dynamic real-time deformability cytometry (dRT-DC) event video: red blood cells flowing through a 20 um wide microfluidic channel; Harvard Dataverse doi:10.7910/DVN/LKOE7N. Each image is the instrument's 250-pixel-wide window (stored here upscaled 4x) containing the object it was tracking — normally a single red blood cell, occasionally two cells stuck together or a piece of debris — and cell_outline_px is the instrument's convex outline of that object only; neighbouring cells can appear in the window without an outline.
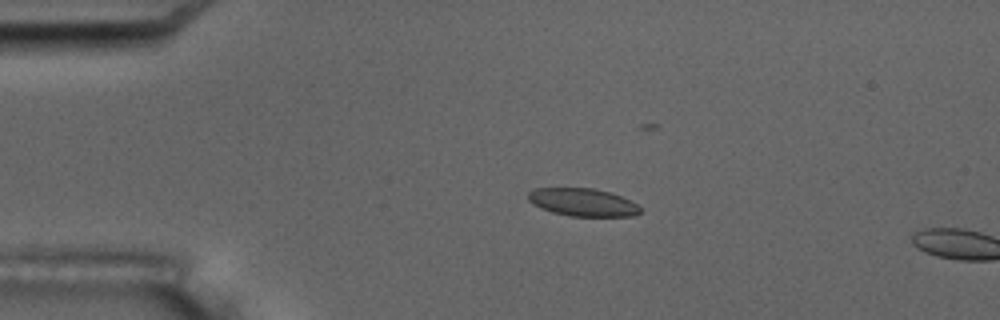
{"species": "common noctule bat (a hibernating species)", "species_latin": "Nyctalus noctula", "temperature_condition": "room temperature", "stored_images_in_passage": 3, "camera_frame_rate_fps": 3000, "um_per_image_px": 0.085, "animal": {"sex": "male", "body_mass_g": 17.5, "forearm_length_mm": 52.3}, "frame": {"image": 1, "passage_image": 2, "time_ms": 1.333, "image_size_px": [1000, 320], "cell_outline_px": [[640, 212], [632, 216], [568, 216], [552, 212], [540, 208], [532, 204], [528, 200], [528, 192], [536, 188], [592, 188], [608, 192], [620, 196], [636, 204], [640, 208]], "centroid_in_image_um": [49.48, 17.2], "position_along_channel_um": 35.5, "area_um2": 18.03}}